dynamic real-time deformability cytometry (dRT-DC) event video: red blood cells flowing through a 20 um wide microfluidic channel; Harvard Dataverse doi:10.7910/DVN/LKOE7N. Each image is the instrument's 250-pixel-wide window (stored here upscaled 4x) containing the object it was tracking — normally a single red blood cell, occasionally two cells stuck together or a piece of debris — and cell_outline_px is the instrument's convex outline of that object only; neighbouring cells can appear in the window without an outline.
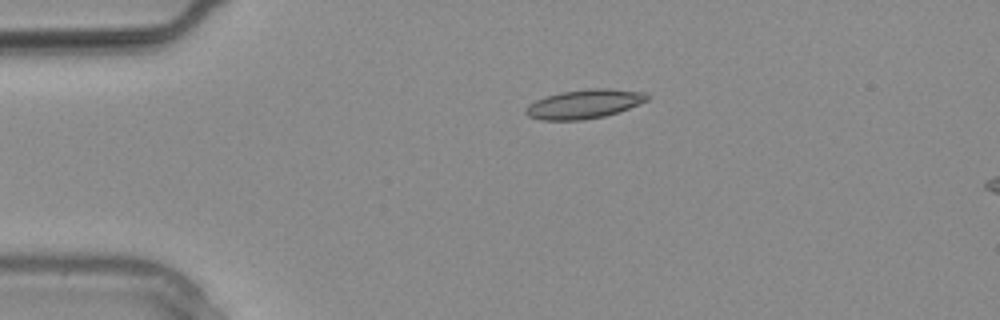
{"species": "common noctule bat (a hibernating species)", "species_latin": "Nyctalus noctula", "temperature_condition": "warm", "stored_images_in_passage": 12, "camera_frame_rate_fps": 3000, "um_per_image_px": 0.085, "animal": {"sex": "male", "body_mass_g": 20.4}, "frame": {"image": 1, "passage_image": 1, "time_ms": 0.0, "image_size_px": [1000, 320], "cell_outline_px": [[648, 100], [628, 108], [604, 116], [584, 120], [540, 120], [528, 116], [524, 112], [524, 108], [528, 104], [536, 100], [560, 92], [588, 88], [608, 88], [648, 92]], "centroid_in_image_um": [49.64, 8.83], "position_along_channel_um": 35.4, "area_um2": 20.63}}
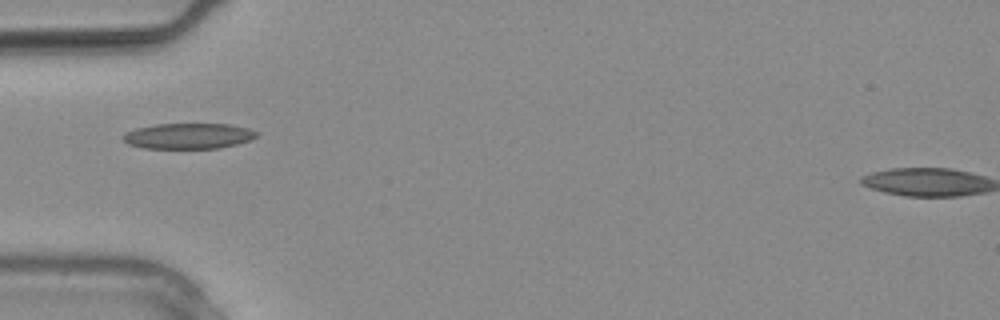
{"frame": {"image": 2, "passage_image": 4, "time_ms": 1.0, "image_size_px": [1000, 320], "cell_outline_px": [[260, 132], [252, 140], [220, 148], [144, 148], [128, 144], [120, 140], [120, 136], [124, 132], [136, 128], [156, 124], [228, 124], [248, 128]], "centroid_in_image_um": [15.98, 11.56], "position_along_channel_um": 69.0, "area_um2": 20.17}}